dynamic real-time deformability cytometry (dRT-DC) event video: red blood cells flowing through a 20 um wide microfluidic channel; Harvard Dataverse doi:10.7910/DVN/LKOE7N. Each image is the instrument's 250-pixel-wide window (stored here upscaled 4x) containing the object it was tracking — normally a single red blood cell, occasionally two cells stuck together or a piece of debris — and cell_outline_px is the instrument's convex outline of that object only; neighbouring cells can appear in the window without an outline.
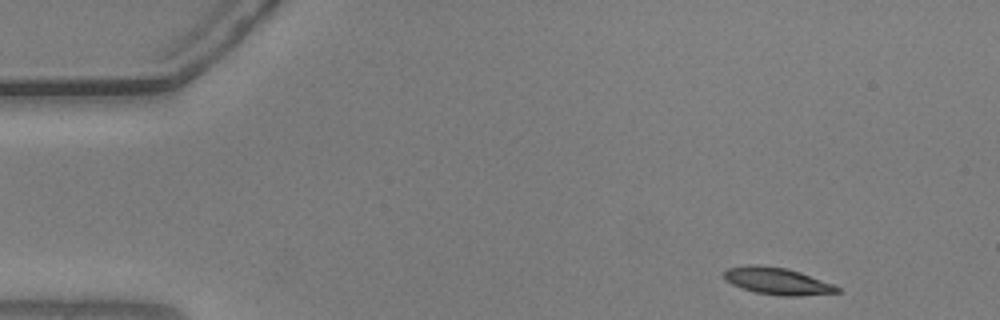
{"species": "common noctule bat (a hibernating species)", "species_latin": "Nyctalus noctula", "temperature_condition": "warm", "stored_images_in_passage": 50, "camera_frame_rate_fps": 3000, "um_per_image_px": 0.085, "animal": {"sex": "male", "body_mass_g": 20.5, "forearm_length_mm": 52.5}, "frame": {"image": 1, "passage_image": 1, "time_ms": 0.0, "image_size_px": [1000, 320], "cell_outline_px": [[840, 292], [800, 296], [780, 296], [756, 292], [732, 284], [724, 276], [724, 272], [728, 268], [756, 264], [788, 268], [800, 272], [832, 284], [840, 288]], "centroid_in_image_um": [66.1, 23.89], "position_along_channel_um": 18.9, "area_um2": 17.51}}
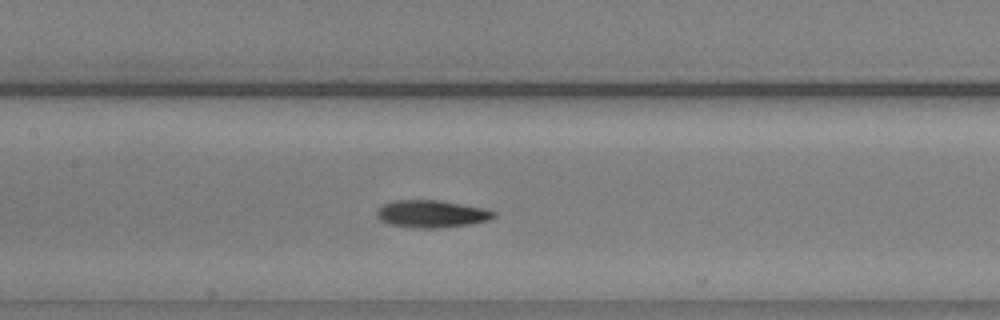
{"frame": {"image": 2, "passage_image": 21, "time_ms": 6.667, "image_size_px": [1000, 320], "cell_outline_px": [[496, 216], [488, 220], [472, 224], [440, 228], [416, 228], [388, 224], [380, 220], [376, 216], [376, 212], [384, 204], [396, 200], [436, 200], [484, 208], [496, 212]], "centroid_in_image_um": [36.69, 18.19], "position_along_channel_um": 170.7, "area_um2": 18.61}}
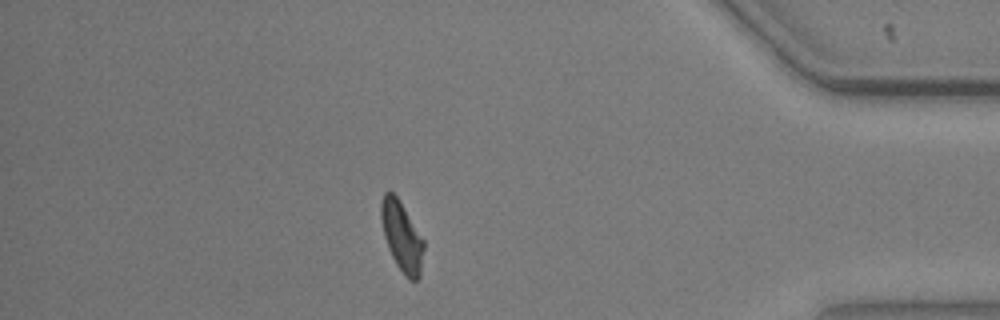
{"frame": {"image": 3, "passage_image": 43, "time_ms": 14.0, "image_size_px": [1000, 320], "cell_outline_px": [[424, 248], [420, 276], [416, 280], [408, 280], [404, 276], [396, 264], [388, 248], [384, 236], [380, 216], [380, 200], [384, 192], [388, 188], [396, 196], [424, 240]], "centroid_in_image_um": [34.13, 20.1], "position_along_channel_um": 401.1, "area_um2": 17.4}, "authors_computed_cell_mechanics": {"area_um2": 18.0625, "velocity_mm_per_s": 3.6666, "shape_relaxation_time_tau1_ms": 2.9742, "shape_relaxation_time_tau2_ms": 5.2445, "deformation_change_tau1": 0.144, "deformation_change_tau2": 0.0894}}